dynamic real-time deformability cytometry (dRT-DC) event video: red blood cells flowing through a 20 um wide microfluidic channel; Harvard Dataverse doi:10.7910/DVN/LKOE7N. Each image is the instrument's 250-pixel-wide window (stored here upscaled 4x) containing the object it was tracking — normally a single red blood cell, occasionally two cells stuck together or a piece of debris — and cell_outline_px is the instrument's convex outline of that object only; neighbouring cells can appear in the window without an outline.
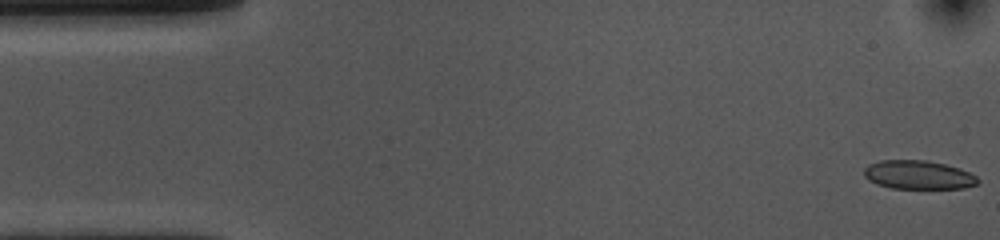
{"species": "common noctule bat (a hibernating species)", "species_latin": "Nyctalus noctula", "temperature_condition": "cold", "stored_images_in_passage": 53, "camera_frame_rate_fps": 3000, "um_per_image_px": 0.085, "animal": {"sex": "female", "body_mass_g": 10.0, "forearm_length_mm": 53.1}, "frame": {"image": 1, "passage_image": 1, "time_ms": 0.0, "image_size_px": [1000, 240], "cell_outline_px": [[980, 180], [976, 184], [964, 188], [892, 188], [876, 184], [868, 180], [864, 176], [864, 168], [868, 164], [880, 160], [928, 160], [960, 168], [976, 176]], "centroid_in_image_um": [78.03, 14.85], "position_along_channel_um": 7.0, "area_um2": 19.07}}
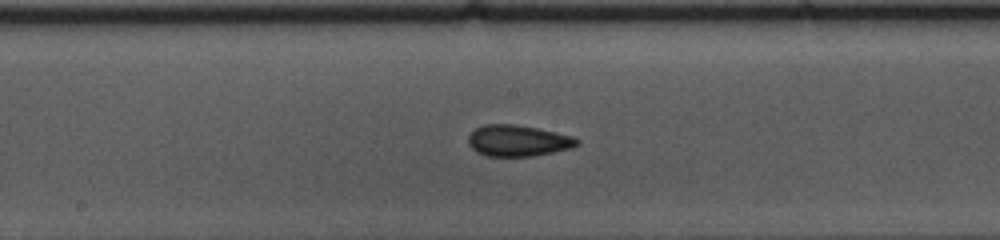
{"frame": {"image": 2, "passage_image": 26, "time_ms": 8.333, "image_size_px": [1000, 240], "cell_outline_px": [[580, 144], [572, 148], [532, 156], [488, 156], [476, 152], [468, 144], [468, 136], [476, 128], [484, 124], [516, 124], [576, 136], [580, 140]], "centroid_in_image_um": [44.05, 11.95], "position_along_channel_um": 204.1, "area_um2": 19.94}}
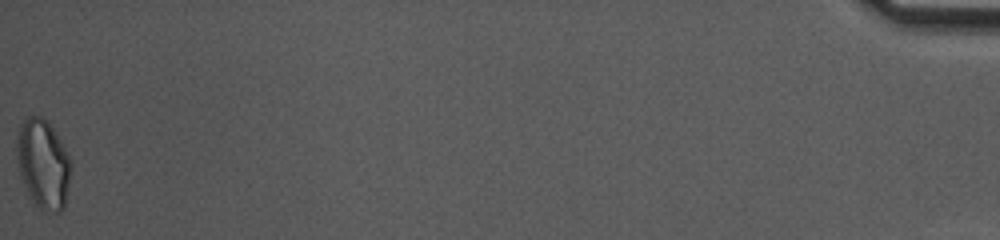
{"frame": {"image": 3, "passage_image": 53, "time_ms": 17.333, "image_size_px": [1000, 240], "cell_outline_px": [[72, 164], [64, 208], [60, 212], [44, 212], [32, 200], [24, 184], [20, 172], [16, 156], [16, 136], [20, 124], [28, 116], [40, 116], [52, 128], [60, 140]], "centroid_in_image_um": [3.66, 13.94], "position_along_channel_um": 431.5, "area_um2": 27.92}, "authors_computed_cell_mechanics": {"area_um2": 19.5942, "velocity_mm_per_s": 3.7172, "shape_relaxation_time_tau1_ms": 6.3152, "shape_relaxation_time_tau2_ms": 2.0678, "deformation_change_tau1": 0.131, "deformation_change_tau2": 0.0813}}